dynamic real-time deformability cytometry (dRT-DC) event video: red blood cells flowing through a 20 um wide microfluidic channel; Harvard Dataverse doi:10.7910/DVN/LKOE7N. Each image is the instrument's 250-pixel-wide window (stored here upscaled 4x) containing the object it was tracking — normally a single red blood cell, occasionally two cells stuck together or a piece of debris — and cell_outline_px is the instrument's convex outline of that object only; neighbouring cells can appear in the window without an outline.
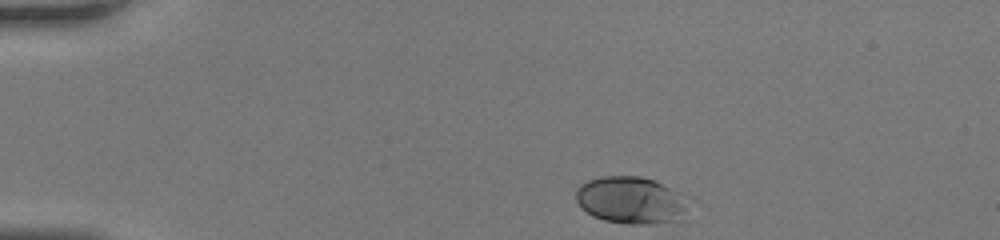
{"species": "human", "species_latin": "Homo sapiens", "temperature_condition": "room temperature", "stored_images_in_passage": 38, "camera_frame_rate_fps": 3000, "um_per_image_px": 0.085, "donor": {"sex": "female"}, "frame": {"image": 1, "passage_image": 1, "time_ms": 0.0, "image_size_px": [1000, 240], "cell_outline_px": [[680, 208], [668, 220], [644, 224], [632, 224], [604, 220], [592, 216], [580, 208], [576, 200], [576, 188], [580, 184], [588, 180], [600, 176], [640, 176], [656, 180], [668, 188], [680, 204]], "centroid_in_image_um": [53.29, 16.97], "position_along_channel_um": 31.7, "area_um2": 28.84}}
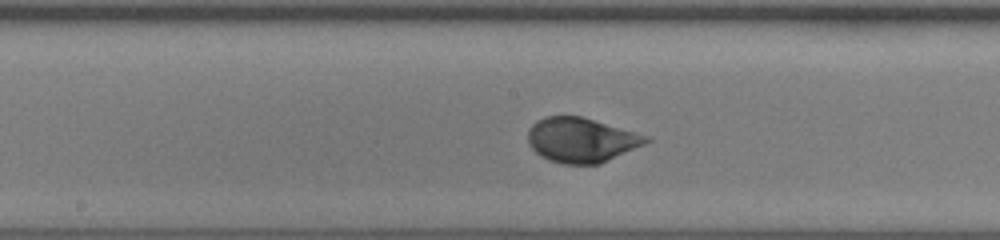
{"frame": {"image": 2, "passage_image": 17, "time_ms": 5.333, "image_size_px": [1000, 240], "cell_outline_px": [[652, 140], [644, 144], [600, 164], [564, 164], [548, 160], [540, 156], [528, 144], [528, 128], [536, 120], [544, 116], [580, 116], [636, 132], [648, 136]], "centroid_in_image_um": [49.37, 11.9], "position_along_channel_um": 198.8, "area_um2": 30.75}}
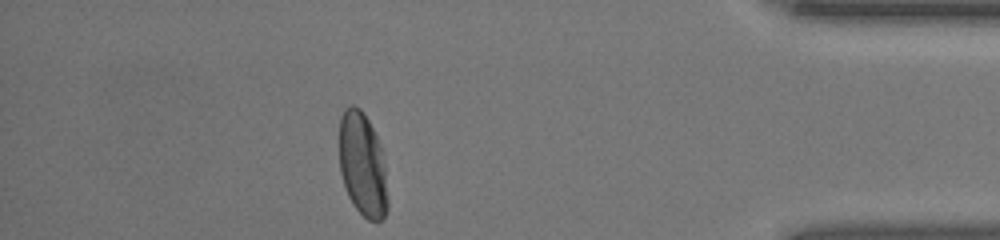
{"frame": {"image": 3, "passage_image": 33, "time_ms": 10.667, "image_size_px": [1000, 240], "cell_outline_px": [[388, 208], [384, 216], [380, 220], [368, 220], [352, 204], [348, 196], [340, 172], [340, 116], [344, 108], [352, 104], [360, 108], [364, 112], [380, 144], [384, 164], [388, 200]], "centroid_in_image_um": [30.81, 13.98], "position_along_channel_um": 404.4, "area_um2": 29.25}}